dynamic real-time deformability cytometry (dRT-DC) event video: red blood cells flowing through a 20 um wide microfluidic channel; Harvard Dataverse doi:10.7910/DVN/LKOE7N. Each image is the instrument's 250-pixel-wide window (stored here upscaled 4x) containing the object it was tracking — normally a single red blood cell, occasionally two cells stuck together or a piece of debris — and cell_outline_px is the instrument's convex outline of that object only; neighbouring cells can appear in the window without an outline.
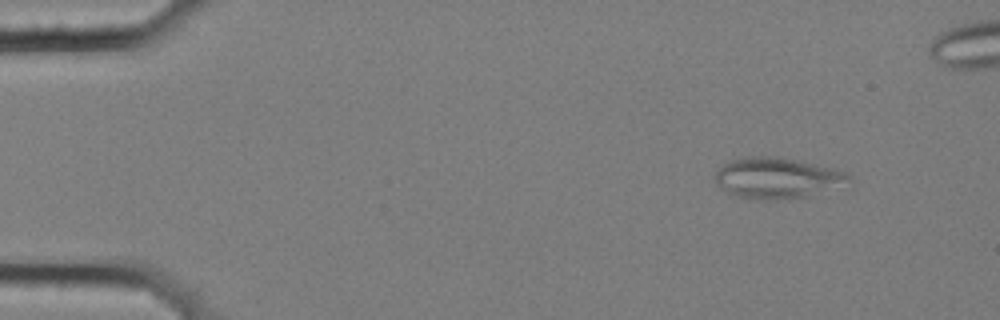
{"species": "common noctule bat (a hibernating species)", "species_latin": "Nyctalus noctula", "temperature_condition": "cold", "stored_images_in_passage": 5, "camera_frame_rate_fps": 3000, "um_per_image_px": 0.085, "animal": {"sex": "female", "body_mass_g": 25.1}, "frame": {"image": 1, "passage_image": 2, "time_ms": 0.333, "image_size_px": [1000, 320], "cell_outline_px": [[852, 180], [808, 196], [776, 200], [748, 200], [736, 196], [720, 188], [716, 184], [716, 172], [728, 160], [748, 156], [780, 156], [832, 168], [844, 172], [852, 176]], "centroid_in_image_um": [65.98, 15.13], "position_along_channel_um": 19.0, "area_um2": 31.79}}